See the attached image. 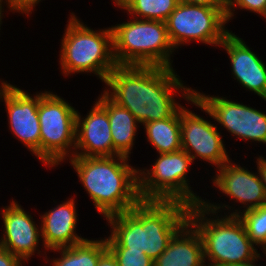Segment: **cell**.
Instances as JSON below:
<instances>
[{
    "label": "cell",
    "instance_id": "cell-31",
    "mask_svg": "<svg viewBox=\"0 0 266 266\" xmlns=\"http://www.w3.org/2000/svg\"><path fill=\"white\" fill-rule=\"evenodd\" d=\"M15 86L11 85L10 83L3 82L1 83V90H0V98L5 99L6 96L9 95L10 91L14 88Z\"/></svg>",
    "mask_w": 266,
    "mask_h": 266
},
{
    "label": "cell",
    "instance_id": "cell-16",
    "mask_svg": "<svg viewBox=\"0 0 266 266\" xmlns=\"http://www.w3.org/2000/svg\"><path fill=\"white\" fill-rule=\"evenodd\" d=\"M230 164L231 161H227L219 167L218 175L213 180L216 187L231 199H236L242 204L247 203L245 211L266 204V195L260 176L245 170L240 165Z\"/></svg>",
    "mask_w": 266,
    "mask_h": 266
},
{
    "label": "cell",
    "instance_id": "cell-28",
    "mask_svg": "<svg viewBox=\"0 0 266 266\" xmlns=\"http://www.w3.org/2000/svg\"><path fill=\"white\" fill-rule=\"evenodd\" d=\"M22 263L18 256L0 247V266H22Z\"/></svg>",
    "mask_w": 266,
    "mask_h": 266
},
{
    "label": "cell",
    "instance_id": "cell-12",
    "mask_svg": "<svg viewBox=\"0 0 266 266\" xmlns=\"http://www.w3.org/2000/svg\"><path fill=\"white\" fill-rule=\"evenodd\" d=\"M4 102L9 115V127L14 135L40 159L39 94L32 98L25 91L14 87Z\"/></svg>",
    "mask_w": 266,
    "mask_h": 266
},
{
    "label": "cell",
    "instance_id": "cell-14",
    "mask_svg": "<svg viewBox=\"0 0 266 266\" xmlns=\"http://www.w3.org/2000/svg\"><path fill=\"white\" fill-rule=\"evenodd\" d=\"M4 236L0 247L18 256L22 261L29 260L39 242V233L35 223L15 201L2 210ZM40 234V235H39Z\"/></svg>",
    "mask_w": 266,
    "mask_h": 266
},
{
    "label": "cell",
    "instance_id": "cell-33",
    "mask_svg": "<svg viewBox=\"0 0 266 266\" xmlns=\"http://www.w3.org/2000/svg\"><path fill=\"white\" fill-rule=\"evenodd\" d=\"M2 1H3V0H0V24H1V20H2V19H1V17H2V15H1V14H2V6H1L2 3H1V2H2Z\"/></svg>",
    "mask_w": 266,
    "mask_h": 266
},
{
    "label": "cell",
    "instance_id": "cell-15",
    "mask_svg": "<svg viewBox=\"0 0 266 266\" xmlns=\"http://www.w3.org/2000/svg\"><path fill=\"white\" fill-rule=\"evenodd\" d=\"M231 59L232 71L241 85L266 100V66L241 38L229 32L220 44Z\"/></svg>",
    "mask_w": 266,
    "mask_h": 266
},
{
    "label": "cell",
    "instance_id": "cell-6",
    "mask_svg": "<svg viewBox=\"0 0 266 266\" xmlns=\"http://www.w3.org/2000/svg\"><path fill=\"white\" fill-rule=\"evenodd\" d=\"M73 15L61 43L60 65L63 73L94 72L105 82L117 66L113 57L112 29L95 32Z\"/></svg>",
    "mask_w": 266,
    "mask_h": 266
},
{
    "label": "cell",
    "instance_id": "cell-8",
    "mask_svg": "<svg viewBox=\"0 0 266 266\" xmlns=\"http://www.w3.org/2000/svg\"><path fill=\"white\" fill-rule=\"evenodd\" d=\"M77 111L59 96L39 93L40 161L58 165L76 143ZM69 147V148H68Z\"/></svg>",
    "mask_w": 266,
    "mask_h": 266
},
{
    "label": "cell",
    "instance_id": "cell-25",
    "mask_svg": "<svg viewBox=\"0 0 266 266\" xmlns=\"http://www.w3.org/2000/svg\"><path fill=\"white\" fill-rule=\"evenodd\" d=\"M238 5L243 9H247L263 15L266 9V0H228L226 19L229 21L233 15L232 8Z\"/></svg>",
    "mask_w": 266,
    "mask_h": 266
},
{
    "label": "cell",
    "instance_id": "cell-23",
    "mask_svg": "<svg viewBox=\"0 0 266 266\" xmlns=\"http://www.w3.org/2000/svg\"><path fill=\"white\" fill-rule=\"evenodd\" d=\"M243 212L244 214L239 212L241 215L233 212L231 216H238L243 222L250 240L263 247L266 244V204Z\"/></svg>",
    "mask_w": 266,
    "mask_h": 266
},
{
    "label": "cell",
    "instance_id": "cell-32",
    "mask_svg": "<svg viewBox=\"0 0 266 266\" xmlns=\"http://www.w3.org/2000/svg\"><path fill=\"white\" fill-rule=\"evenodd\" d=\"M254 260H251V261H248V262H245V263H238V264H226V265H223V266H255L254 265Z\"/></svg>",
    "mask_w": 266,
    "mask_h": 266
},
{
    "label": "cell",
    "instance_id": "cell-1",
    "mask_svg": "<svg viewBox=\"0 0 266 266\" xmlns=\"http://www.w3.org/2000/svg\"><path fill=\"white\" fill-rule=\"evenodd\" d=\"M176 76L172 67L117 65L104 82L113 92H104L144 125L171 117L181 107L173 90L182 89L186 100L194 94Z\"/></svg>",
    "mask_w": 266,
    "mask_h": 266
},
{
    "label": "cell",
    "instance_id": "cell-13",
    "mask_svg": "<svg viewBox=\"0 0 266 266\" xmlns=\"http://www.w3.org/2000/svg\"><path fill=\"white\" fill-rule=\"evenodd\" d=\"M81 127V128H80ZM76 151L72 156H113V141L107 109L97 101L84 120L76 115Z\"/></svg>",
    "mask_w": 266,
    "mask_h": 266
},
{
    "label": "cell",
    "instance_id": "cell-20",
    "mask_svg": "<svg viewBox=\"0 0 266 266\" xmlns=\"http://www.w3.org/2000/svg\"><path fill=\"white\" fill-rule=\"evenodd\" d=\"M148 141L159 154L182 149L181 145V107L171 116L145 123Z\"/></svg>",
    "mask_w": 266,
    "mask_h": 266
},
{
    "label": "cell",
    "instance_id": "cell-34",
    "mask_svg": "<svg viewBox=\"0 0 266 266\" xmlns=\"http://www.w3.org/2000/svg\"><path fill=\"white\" fill-rule=\"evenodd\" d=\"M263 249H264V251H265L264 254H266V244L263 246Z\"/></svg>",
    "mask_w": 266,
    "mask_h": 266
},
{
    "label": "cell",
    "instance_id": "cell-26",
    "mask_svg": "<svg viewBox=\"0 0 266 266\" xmlns=\"http://www.w3.org/2000/svg\"><path fill=\"white\" fill-rule=\"evenodd\" d=\"M40 1L41 0H6L11 10L27 14L30 13L33 7L36 6L35 4Z\"/></svg>",
    "mask_w": 266,
    "mask_h": 266
},
{
    "label": "cell",
    "instance_id": "cell-24",
    "mask_svg": "<svg viewBox=\"0 0 266 266\" xmlns=\"http://www.w3.org/2000/svg\"><path fill=\"white\" fill-rule=\"evenodd\" d=\"M115 256L118 266H154V261L143 251L131 250L122 246H107Z\"/></svg>",
    "mask_w": 266,
    "mask_h": 266
},
{
    "label": "cell",
    "instance_id": "cell-11",
    "mask_svg": "<svg viewBox=\"0 0 266 266\" xmlns=\"http://www.w3.org/2000/svg\"><path fill=\"white\" fill-rule=\"evenodd\" d=\"M181 145L192 161L200 157L218 168L229 161L217 127L182 106Z\"/></svg>",
    "mask_w": 266,
    "mask_h": 266
},
{
    "label": "cell",
    "instance_id": "cell-27",
    "mask_svg": "<svg viewBox=\"0 0 266 266\" xmlns=\"http://www.w3.org/2000/svg\"><path fill=\"white\" fill-rule=\"evenodd\" d=\"M179 2L219 8L225 14L227 12V7H228V0H179Z\"/></svg>",
    "mask_w": 266,
    "mask_h": 266
},
{
    "label": "cell",
    "instance_id": "cell-10",
    "mask_svg": "<svg viewBox=\"0 0 266 266\" xmlns=\"http://www.w3.org/2000/svg\"><path fill=\"white\" fill-rule=\"evenodd\" d=\"M193 104L208 113L234 136L266 143V114L244 104L194 91Z\"/></svg>",
    "mask_w": 266,
    "mask_h": 266
},
{
    "label": "cell",
    "instance_id": "cell-22",
    "mask_svg": "<svg viewBox=\"0 0 266 266\" xmlns=\"http://www.w3.org/2000/svg\"><path fill=\"white\" fill-rule=\"evenodd\" d=\"M117 6L142 19L165 22L179 0H115Z\"/></svg>",
    "mask_w": 266,
    "mask_h": 266
},
{
    "label": "cell",
    "instance_id": "cell-19",
    "mask_svg": "<svg viewBox=\"0 0 266 266\" xmlns=\"http://www.w3.org/2000/svg\"><path fill=\"white\" fill-rule=\"evenodd\" d=\"M98 101L107 109L113 141V156L129 157L137 132V119L124 107L112 101L104 92Z\"/></svg>",
    "mask_w": 266,
    "mask_h": 266
},
{
    "label": "cell",
    "instance_id": "cell-7",
    "mask_svg": "<svg viewBox=\"0 0 266 266\" xmlns=\"http://www.w3.org/2000/svg\"><path fill=\"white\" fill-rule=\"evenodd\" d=\"M190 163L192 158L180 149L160 154L151 171H138L141 201H177L188 207L201 204L203 200L194 195L186 180Z\"/></svg>",
    "mask_w": 266,
    "mask_h": 266
},
{
    "label": "cell",
    "instance_id": "cell-5",
    "mask_svg": "<svg viewBox=\"0 0 266 266\" xmlns=\"http://www.w3.org/2000/svg\"><path fill=\"white\" fill-rule=\"evenodd\" d=\"M138 18L111 27L115 63L171 68V50L175 49L166 23Z\"/></svg>",
    "mask_w": 266,
    "mask_h": 266
},
{
    "label": "cell",
    "instance_id": "cell-18",
    "mask_svg": "<svg viewBox=\"0 0 266 266\" xmlns=\"http://www.w3.org/2000/svg\"><path fill=\"white\" fill-rule=\"evenodd\" d=\"M204 260L202 238L195 227L187 221L174 234L166 250L154 260L153 265L204 266Z\"/></svg>",
    "mask_w": 266,
    "mask_h": 266
},
{
    "label": "cell",
    "instance_id": "cell-35",
    "mask_svg": "<svg viewBox=\"0 0 266 266\" xmlns=\"http://www.w3.org/2000/svg\"><path fill=\"white\" fill-rule=\"evenodd\" d=\"M262 16H264L265 18H266V9H265V12L263 13V15Z\"/></svg>",
    "mask_w": 266,
    "mask_h": 266
},
{
    "label": "cell",
    "instance_id": "cell-3",
    "mask_svg": "<svg viewBox=\"0 0 266 266\" xmlns=\"http://www.w3.org/2000/svg\"><path fill=\"white\" fill-rule=\"evenodd\" d=\"M70 157L95 208L104 217L129 211L141 201L138 170L126 163L127 157ZM114 157H117L118 162Z\"/></svg>",
    "mask_w": 266,
    "mask_h": 266
},
{
    "label": "cell",
    "instance_id": "cell-30",
    "mask_svg": "<svg viewBox=\"0 0 266 266\" xmlns=\"http://www.w3.org/2000/svg\"><path fill=\"white\" fill-rule=\"evenodd\" d=\"M260 158L257 159V169L258 174H260L261 182L264 187L265 195H266V159L264 157L259 156Z\"/></svg>",
    "mask_w": 266,
    "mask_h": 266
},
{
    "label": "cell",
    "instance_id": "cell-17",
    "mask_svg": "<svg viewBox=\"0 0 266 266\" xmlns=\"http://www.w3.org/2000/svg\"><path fill=\"white\" fill-rule=\"evenodd\" d=\"M76 216L75 202L71 199L41 217V238H43L46 249L66 248L86 240L74 233L77 223Z\"/></svg>",
    "mask_w": 266,
    "mask_h": 266
},
{
    "label": "cell",
    "instance_id": "cell-2",
    "mask_svg": "<svg viewBox=\"0 0 266 266\" xmlns=\"http://www.w3.org/2000/svg\"><path fill=\"white\" fill-rule=\"evenodd\" d=\"M188 214L189 207L177 201H140L129 211L106 218L112 226L107 246L143 251L154 261L188 221Z\"/></svg>",
    "mask_w": 266,
    "mask_h": 266
},
{
    "label": "cell",
    "instance_id": "cell-4",
    "mask_svg": "<svg viewBox=\"0 0 266 266\" xmlns=\"http://www.w3.org/2000/svg\"><path fill=\"white\" fill-rule=\"evenodd\" d=\"M220 206L207 203L189 207L188 221L195 227L203 241L204 259L208 257V266L245 263L259 258L254 243L247 235L245 226L238 216H226L222 219H207L205 213H217ZM206 218V219H205ZM206 221H205V220ZM204 221V222H203Z\"/></svg>",
    "mask_w": 266,
    "mask_h": 266
},
{
    "label": "cell",
    "instance_id": "cell-9",
    "mask_svg": "<svg viewBox=\"0 0 266 266\" xmlns=\"http://www.w3.org/2000/svg\"><path fill=\"white\" fill-rule=\"evenodd\" d=\"M174 48L192 40L220 45L229 33L226 14L219 8L179 2L165 21Z\"/></svg>",
    "mask_w": 266,
    "mask_h": 266
},
{
    "label": "cell",
    "instance_id": "cell-21",
    "mask_svg": "<svg viewBox=\"0 0 266 266\" xmlns=\"http://www.w3.org/2000/svg\"><path fill=\"white\" fill-rule=\"evenodd\" d=\"M107 249L106 239H86L70 247L54 249L61 251L62 257L53 260V266H96L100 256Z\"/></svg>",
    "mask_w": 266,
    "mask_h": 266
},
{
    "label": "cell",
    "instance_id": "cell-29",
    "mask_svg": "<svg viewBox=\"0 0 266 266\" xmlns=\"http://www.w3.org/2000/svg\"><path fill=\"white\" fill-rule=\"evenodd\" d=\"M96 266H118V263L112 252L109 249H107L100 256Z\"/></svg>",
    "mask_w": 266,
    "mask_h": 266
}]
</instances>
